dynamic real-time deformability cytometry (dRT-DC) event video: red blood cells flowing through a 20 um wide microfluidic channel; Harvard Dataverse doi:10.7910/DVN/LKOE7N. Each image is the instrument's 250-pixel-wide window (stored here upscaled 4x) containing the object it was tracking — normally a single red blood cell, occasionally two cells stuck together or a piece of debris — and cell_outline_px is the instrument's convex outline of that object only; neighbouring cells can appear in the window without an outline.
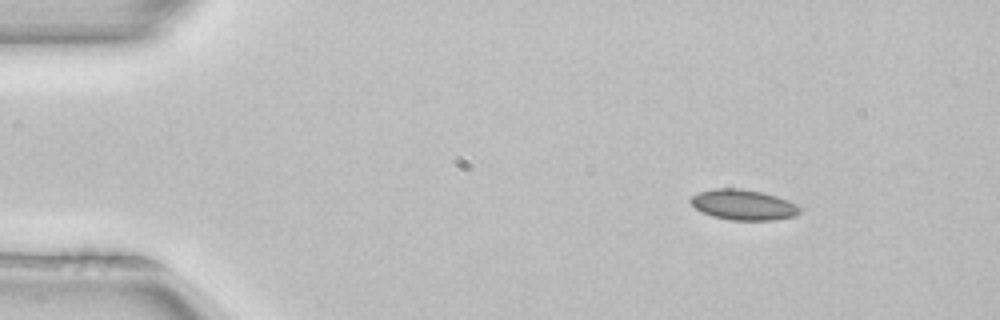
{"species": "common noctule bat (a hibernating species)", "species_latin": "Nyctalus noctula", "temperature_condition": "room temperature", "stored_images_in_passage": 3, "camera_frame_rate_fps": 3000, "um_per_image_px": 0.085, "animal": {"sex": "female", "body_mass_g": 22.7, "forearm_length_mm": 54.2}, "frame": {"image": 1, "passage_image": 1, "time_ms": 0.0, "image_size_px": [1000, 320], "cell_outline_px": [[800, 212], [796, 216], [772, 220], [728, 220], [712, 216], [696, 208], [688, 200], [692, 196], [700, 192], [712, 188], [740, 188], [760, 192], [776, 196], [788, 200], [796, 204], [800, 208]], "centroid_in_image_um": [63.18, 17.41], "position_along_channel_um": 21.8, "area_um2": 19.31}}